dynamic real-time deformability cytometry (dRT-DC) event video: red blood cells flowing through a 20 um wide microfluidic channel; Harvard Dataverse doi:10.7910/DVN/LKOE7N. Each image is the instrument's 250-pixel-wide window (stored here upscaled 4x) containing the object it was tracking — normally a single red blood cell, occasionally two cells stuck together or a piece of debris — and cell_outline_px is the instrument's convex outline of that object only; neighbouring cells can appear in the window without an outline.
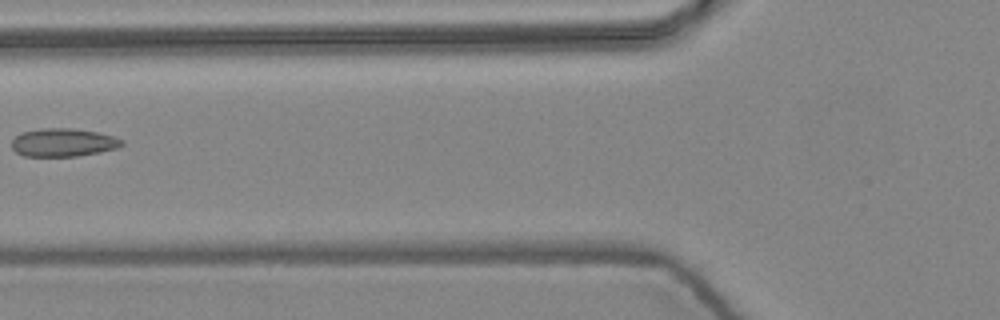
{"species": "common noctule bat (a hibernating species)", "species_latin": "Nyctalus noctula", "temperature_condition": "warm", "stored_images_in_passage": 5, "camera_frame_rate_fps": 3000, "um_per_image_px": 0.085, "animal": {"sex": "female", "body_mass_g": 24.6, "forearm_length_mm": 56.2}, "frame": {"image": 1, "passage_image": 4, "time_ms": 1.0, "image_size_px": [1000, 320], "cell_outline_px": [[124, 144], [116, 148], [100, 152], [76, 156], [24, 156], [16, 152], [12, 148], [12, 140], [20, 132], [40, 128], [72, 128], [96, 132], [112, 136], [124, 140]], "centroid_in_image_um": [5.35, 12.1], "position_along_channel_um": 120.5, "area_um2": 18.09}}
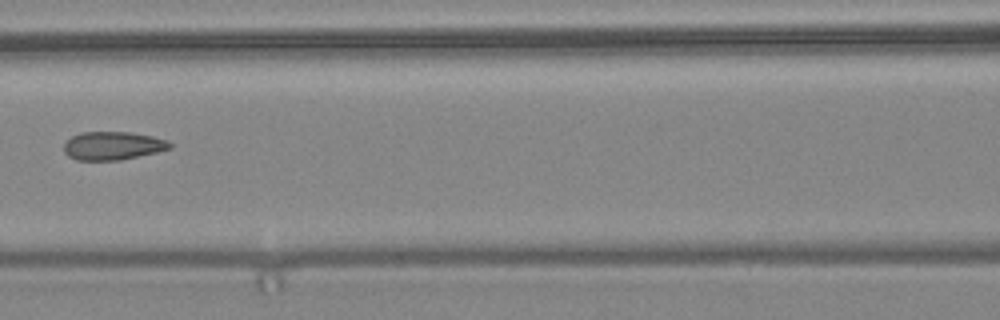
{"frame": {"image": 2, "passage_image": 5, "time_ms": 1.333, "image_size_px": [1000, 320], "cell_outline_px": [[172, 148], [156, 152], [120, 160], [76, 160], [68, 156], [64, 152], [64, 144], [72, 136], [80, 132], [132, 132], [152, 136], [168, 140], [172, 144]], "centroid_in_image_um": [9.59, 12.38], "position_along_channel_um": 157.0, "area_um2": 17.51}}